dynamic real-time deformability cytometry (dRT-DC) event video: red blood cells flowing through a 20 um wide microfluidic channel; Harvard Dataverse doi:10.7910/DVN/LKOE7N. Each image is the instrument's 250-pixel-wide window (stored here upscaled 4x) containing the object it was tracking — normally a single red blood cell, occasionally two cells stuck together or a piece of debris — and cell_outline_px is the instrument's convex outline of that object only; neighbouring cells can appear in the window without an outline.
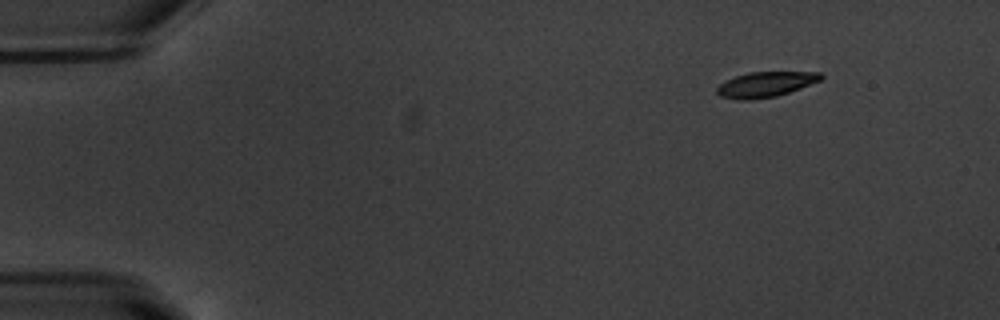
{"species": "common noctule bat (a hibernating species)", "species_latin": "Nyctalus noctula", "temperature_condition": "warm", "stored_images_in_passage": 38, "camera_frame_rate_fps": 3000, "um_per_image_px": 0.085, "animal": {"sex": "male", "body_mass_g": 20.1, "forearm_length_mm": 53.5}, "frame": {"image": 1, "passage_image": 1, "time_ms": 0.0, "image_size_px": [1000, 320], "cell_outline_px": [[824, 76], [820, 80], [800, 88], [776, 96], [748, 100], [740, 100], [720, 96], [716, 92], [716, 88], [720, 84], [736, 76], [748, 72], [820, 72]], "centroid_in_image_um": [65.06, 7.17], "position_along_channel_um": 19.9, "area_um2": 15.09}}
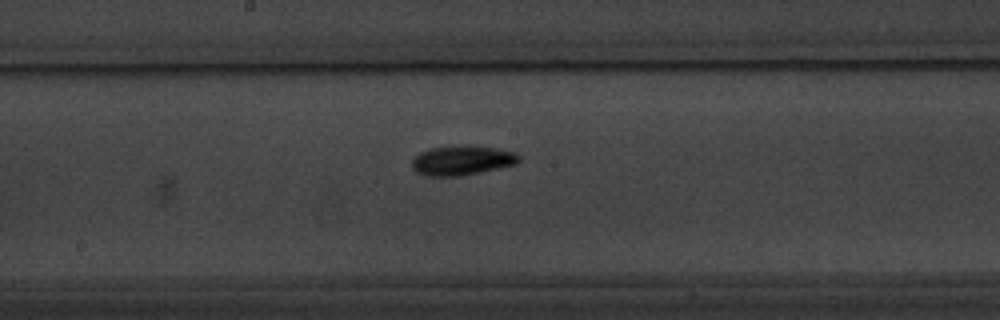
{"frame": {"image": 2, "passage_image": 24, "time_ms": 7.667, "image_size_px": [1000, 320], "cell_outline_px": [[520, 160], [516, 164], [480, 172], [460, 176], [424, 176], [416, 172], [412, 168], [412, 160], [420, 152], [428, 148], [464, 144], [496, 148], [516, 152], [520, 156]], "centroid_in_image_um": [39.26, 13.62], "position_along_channel_um": 208.9, "area_um2": 18.73}}
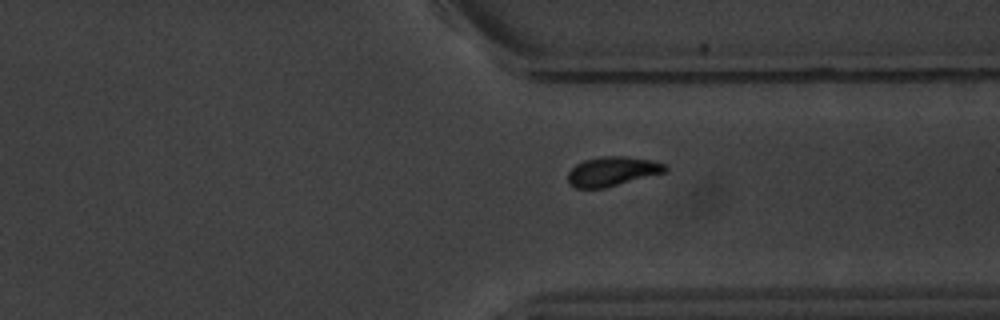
{"frame": {"image": 3, "passage_image": 36, "time_ms": 11.667, "image_size_px": [1000, 320], "cell_outline_px": [[668, 172], [604, 188], [576, 188], [568, 180], [568, 172], [576, 164], [584, 160], [604, 156], [624, 156], [652, 160], [664, 164], [668, 168]], "centroid_in_image_um": [52.09, 14.56], "position_along_channel_um": 359.3, "area_um2": 16.65}, "authors_computed_cell_mechanics": {"area_um2": 16.6753, "velocity_mm_per_s": 3.7613, "shape_relaxation_time_tau1_ms": 2.9297, "shape_relaxation_time_tau2_ms": 5.7128, "deformation_change_tau1": 0.1463, "deformation_change_tau2": 0.0926}}